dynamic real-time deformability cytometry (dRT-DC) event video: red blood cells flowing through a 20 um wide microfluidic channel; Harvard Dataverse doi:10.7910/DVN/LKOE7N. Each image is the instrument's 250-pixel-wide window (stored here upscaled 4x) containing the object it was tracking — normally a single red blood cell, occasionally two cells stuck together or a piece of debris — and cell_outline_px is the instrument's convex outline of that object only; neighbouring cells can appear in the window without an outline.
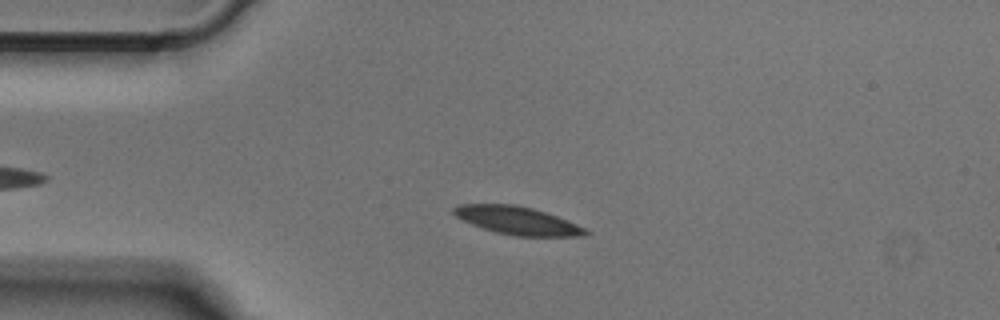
{"species": "Egyptian fruit bat (a non-hibernating species)", "species_latin": "Rousettus aegyptiacus", "temperature_condition": "cold", "stored_images_in_passage": 43, "camera_frame_rate_fps": 3000, "um_per_image_px": 0.085, "animal": {"sex": "male"}, "frame": {"image": 1, "passage_image": 9, "time_ms": 2.667, "image_size_px": [1000, 320], "cell_outline_px": [[592, 232], [584, 236], [516, 236], [496, 232], [472, 224], [456, 216], [452, 212], [452, 208], [460, 204], [516, 204], [532, 208], [556, 216], [576, 224]], "centroid_in_image_um": [43.98, 18.74], "position_along_channel_um": 41.0, "area_um2": 21.27}}
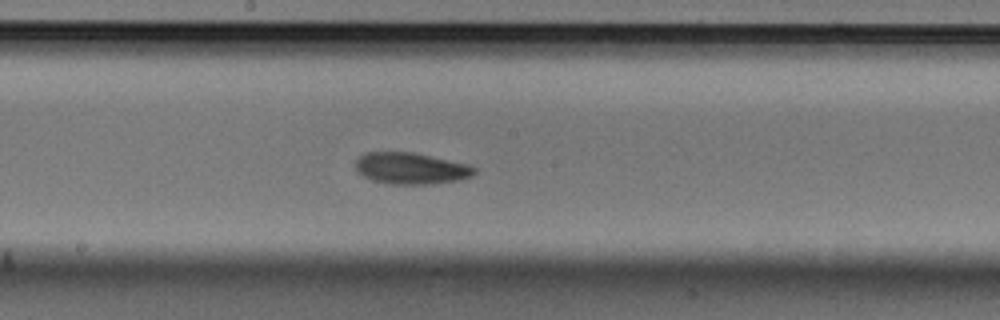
{"frame": {"image": 2, "passage_image": 24, "time_ms": 7.667, "image_size_px": [1000, 320], "cell_outline_px": [[476, 172], [472, 176], [460, 180], [432, 184], [388, 184], [372, 180], [356, 172], [356, 160], [364, 152], [412, 152], [468, 164], [476, 168]], "centroid_in_image_um": [34.93, 14.32], "position_along_channel_um": 213.3, "area_um2": 21.91}}
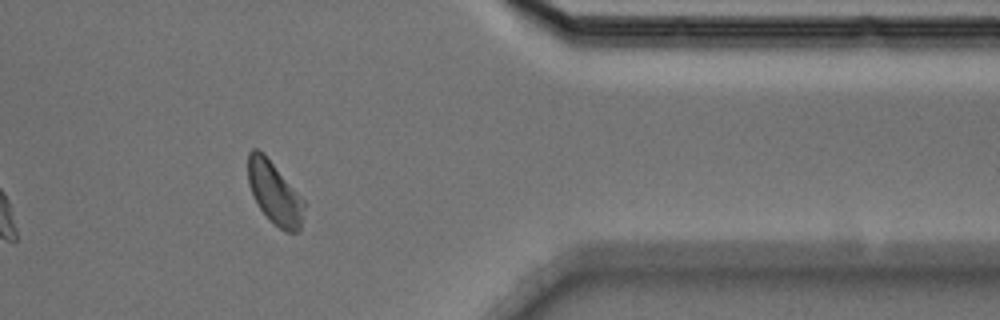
{"frame": {"image": 3, "passage_image": 39, "time_ms": 12.667, "image_size_px": [1000, 320], "cell_outline_px": [[308, 204], [300, 228], [296, 232], [284, 232], [260, 208], [248, 184], [248, 152], [252, 148], [256, 148], [264, 152]], "centroid_in_image_um": [23.37, 16.37], "position_along_channel_um": 388.0, "area_um2": 20.52}}